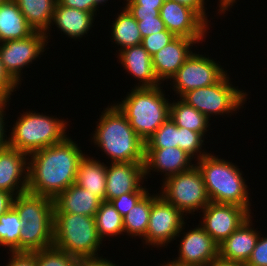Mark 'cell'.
I'll return each instance as SVG.
<instances>
[{"label": "cell", "instance_id": "obj_1", "mask_svg": "<svg viewBox=\"0 0 267 266\" xmlns=\"http://www.w3.org/2000/svg\"><path fill=\"white\" fill-rule=\"evenodd\" d=\"M78 146L67 137L58 144L30 154L27 191L55 199L73 185L79 162L85 155Z\"/></svg>", "mask_w": 267, "mask_h": 266}, {"label": "cell", "instance_id": "obj_2", "mask_svg": "<svg viewBox=\"0 0 267 266\" xmlns=\"http://www.w3.org/2000/svg\"><path fill=\"white\" fill-rule=\"evenodd\" d=\"M92 141L111 163L144 162L145 142L114 105H108L98 119Z\"/></svg>", "mask_w": 267, "mask_h": 266}, {"label": "cell", "instance_id": "obj_3", "mask_svg": "<svg viewBox=\"0 0 267 266\" xmlns=\"http://www.w3.org/2000/svg\"><path fill=\"white\" fill-rule=\"evenodd\" d=\"M196 162L211 202L235 204L244 207L251 214L248 187L243 172L237 165L211 153Z\"/></svg>", "mask_w": 267, "mask_h": 266}, {"label": "cell", "instance_id": "obj_4", "mask_svg": "<svg viewBox=\"0 0 267 266\" xmlns=\"http://www.w3.org/2000/svg\"><path fill=\"white\" fill-rule=\"evenodd\" d=\"M163 86L132 88L126 97L114 105L129 121L135 133L146 142L169 118L170 103Z\"/></svg>", "mask_w": 267, "mask_h": 266}, {"label": "cell", "instance_id": "obj_5", "mask_svg": "<svg viewBox=\"0 0 267 266\" xmlns=\"http://www.w3.org/2000/svg\"><path fill=\"white\" fill-rule=\"evenodd\" d=\"M17 119L8 135V146L27 155L58 144L68 137V124L63 119L33 110L22 113Z\"/></svg>", "mask_w": 267, "mask_h": 266}, {"label": "cell", "instance_id": "obj_6", "mask_svg": "<svg viewBox=\"0 0 267 266\" xmlns=\"http://www.w3.org/2000/svg\"><path fill=\"white\" fill-rule=\"evenodd\" d=\"M102 242L94 217L54 213L53 246L55 248L77 258L97 257Z\"/></svg>", "mask_w": 267, "mask_h": 266}, {"label": "cell", "instance_id": "obj_7", "mask_svg": "<svg viewBox=\"0 0 267 266\" xmlns=\"http://www.w3.org/2000/svg\"><path fill=\"white\" fill-rule=\"evenodd\" d=\"M228 76L226 73L213 85L190 90L181 99L208 119L217 114L233 115L246 103L248 93L233 86Z\"/></svg>", "mask_w": 267, "mask_h": 266}, {"label": "cell", "instance_id": "obj_8", "mask_svg": "<svg viewBox=\"0 0 267 266\" xmlns=\"http://www.w3.org/2000/svg\"><path fill=\"white\" fill-rule=\"evenodd\" d=\"M163 180L159 195L186 215L202 211L211 202L203 175L196 165Z\"/></svg>", "mask_w": 267, "mask_h": 266}, {"label": "cell", "instance_id": "obj_9", "mask_svg": "<svg viewBox=\"0 0 267 266\" xmlns=\"http://www.w3.org/2000/svg\"><path fill=\"white\" fill-rule=\"evenodd\" d=\"M184 215L186 214L165 201L159 193L153 194L146 236L141 238L144 239V244L157 248L168 246L185 229Z\"/></svg>", "mask_w": 267, "mask_h": 266}, {"label": "cell", "instance_id": "obj_10", "mask_svg": "<svg viewBox=\"0 0 267 266\" xmlns=\"http://www.w3.org/2000/svg\"><path fill=\"white\" fill-rule=\"evenodd\" d=\"M226 73L227 71L209 56L193 52L171 78L172 90L181 98L190 90L217 83Z\"/></svg>", "mask_w": 267, "mask_h": 266}, {"label": "cell", "instance_id": "obj_11", "mask_svg": "<svg viewBox=\"0 0 267 266\" xmlns=\"http://www.w3.org/2000/svg\"><path fill=\"white\" fill-rule=\"evenodd\" d=\"M46 45V34L40 31H35L25 39L0 43V58L3 67L18 85L23 80L21 70L36 60L46 50L44 48Z\"/></svg>", "mask_w": 267, "mask_h": 266}, {"label": "cell", "instance_id": "obj_12", "mask_svg": "<svg viewBox=\"0 0 267 266\" xmlns=\"http://www.w3.org/2000/svg\"><path fill=\"white\" fill-rule=\"evenodd\" d=\"M201 212L200 226L218 245L251 216L244 207L215 202H210Z\"/></svg>", "mask_w": 267, "mask_h": 266}, {"label": "cell", "instance_id": "obj_13", "mask_svg": "<svg viewBox=\"0 0 267 266\" xmlns=\"http://www.w3.org/2000/svg\"><path fill=\"white\" fill-rule=\"evenodd\" d=\"M160 17L168 31L199 43L204 41L209 30V24L195 10L176 1L165 0L160 8Z\"/></svg>", "mask_w": 267, "mask_h": 266}, {"label": "cell", "instance_id": "obj_14", "mask_svg": "<svg viewBox=\"0 0 267 266\" xmlns=\"http://www.w3.org/2000/svg\"><path fill=\"white\" fill-rule=\"evenodd\" d=\"M182 233L179 255L172 261L168 260L169 263L174 266H208L218 257V244L199 224Z\"/></svg>", "mask_w": 267, "mask_h": 266}, {"label": "cell", "instance_id": "obj_15", "mask_svg": "<svg viewBox=\"0 0 267 266\" xmlns=\"http://www.w3.org/2000/svg\"><path fill=\"white\" fill-rule=\"evenodd\" d=\"M29 155L6 146L0 149V190L14 196L27 192Z\"/></svg>", "mask_w": 267, "mask_h": 266}, {"label": "cell", "instance_id": "obj_16", "mask_svg": "<svg viewBox=\"0 0 267 266\" xmlns=\"http://www.w3.org/2000/svg\"><path fill=\"white\" fill-rule=\"evenodd\" d=\"M144 179V162H117L106 165L105 201L124 193L136 192L143 185Z\"/></svg>", "mask_w": 267, "mask_h": 266}, {"label": "cell", "instance_id": "obj_17", "mask_svg": "<svg viewBox=\"0 0 267 266\" xmlns=\"http://www.w3.org/2000/svg\"><path fill=\"white\" fill-rule=\"evenodd\" d=\"M192 157L179 147L145 148L144 177L151 171L162 172L166 179L169 176L191 169L195 162Z\"/></svg>", "mask_w": 267, "mask_h": 266}, {"label": "cell", "instance_id": "obj_18", "mask_svg": "<svg viewBox=\"0 0 267 266\" xmlns=\"http://www.w3.org/2000/svg\"><path fill=\"white\" fill-rule=\"evenodd\" d=\"M199 43L187 37L177 36L173 41L152 56V64L158 80L171 78L193 53L194 44Z\"/></svg>", "mask_w": 267, "mask_h": 266}, {"label": "cell", "instance_id": "obj_19", "mask_svg": "<svg viewBox=\"0 0 267 266\" xmlns=\"http://www.w3.org/2000/svg\"><path fill=\"white\" fill-rule=\"evenodd\" d=\"M252 216L218 245V256L246 264L261 233L252 228Z\"/></svg>", "mask_w": 267, "mask_h": 266}, {"label": "cell", "instance_id": "obj_20", "mask_svg": "<svg viewBox=\"0 0 267 266\" xmlns=\"http://www.w3.org/2000/svg\"><path fill=\"white\" fill-rule=\"evenodd\" d=\"M117 56L128 74L140 81L135 88H153L161 85L162 82L158 80L153 68L152 57L141 44L128 47L118 52Z\"/></svg>", "mask_w": 267, "mask_h": 266}, {"label": "cell", "instance_id": "obj_21", "mask_svg": "<svg viewBox=\"0 0 267 266\" xmlns=\"http://www.w3.org/2000/svg\"><path fill=\"white\" fill-rule=\"evenodd\" d=\"M101 203L98 196L74 183L54 199V213L94 217Z\"/></svg>", "mask_w": 267, "mask_h": 266}, {"label": "cell", "instance_id": "obj_22", "mask_svg": "<svg viewBox=\"0 0 267 266\" xmlns=\"http://www.w3.org/2000/svg\"><path fill=\"white\" fill-rule=\"evenodd\" d=\"M94 15L96 16L91 12L65 7L57 1L51 25L55 24L61 33L76 40L82 38L93 27Z\"/></svg>", "mask_w": 267, "mask_h": 266}, {"label": "cell", "instance_id": "obj_23", "mask_svg": "<svg viewBox=\"0 0 267 266\" xmlns=\"http://www.w3.org/2000/svg\"><path fill=\"white\" fill-rule=\"evenodd\" d=\"M12 207L23 224L30 221H54V199L25 192L14 196Z\"/></svg>", "mask_w": 267, "mask_h": 266}, {"label": "cell", "instance_id": "obj_24", "mask_svg": "<svg viewBox=\"0 0 267 266\" xmlns=\"http://www.w3.org/2000/svg\"><path fill=\"white\" fill-rule=\"evenodd\" d=\"M34 32L14 0L0 5V43L25 39Z\"/></svg>", "mask_w": 267, "mask_h": 266}, {"label": "cell", "instance_id": "obj_25", "mask_svg": "<svg viewBox=\"0 0 267 266\" xmlns=\"http://www.w3.org/2000/svg\"><path fill=\"white\" fill-rule=\"evenodd\" d=\"M93 157H84L79 162L75 184L105 200L106 164Z\"/></svg>", "mask_w": 267, "mask_h": 266}, {"label": "cell", "instance_id": "obj_26", "mask_svg": "<svg viewBox=\"0 0 267 266\" xmlns=\"http://www.w3.org/2000/svg\"><path fill=\"white\" fill-rule=\"evenodd\" d=\"M54 221H30L23 224L19 252L32 253L53 246Z\"/></svg>", "mask_w": 267, "mask_h": 266}, {"label": "cell", "instance_id": "obj_27", "mask_svg": "<svg viewBox=\"0 0 267 266\" xmlns=\"http://www.w3.org/2000/svg\"><path fill=\"white\" fill-rule=\"evenodd\" d=\"M28 24L35 30L44 32L48 43L50 27L57 0H14ZM50 26V27H49ZM48 32V33H47ZM49 34V36L47 35Z\"/></svg>", "mask_w": 267, "mask_h": 266}, {"label": "cell", "instance_id": "obj_28", "mask_svg": "<svg viewBox=\"0 0 267 266\" xmlns=\"http://www.w3.org/2000/svg\"><path fill=\"white\" fill-rule=\"evenodd\" d=\"M112 22V38L110 39L113 43L117 44L118 47L120 45L119 52L128 47L137 46L142 43V36L138 28L137 20L126 7H123L121 13L118 14L116 19Z\"/></svg>", "mask_w": 267, "mask_h": 266}, {"label": "cell", "instance_id": "obj_29", "mask_svg": "<svg viewBox=\"0 0 267 266\" xmlns=\"http://www.w3.org/2000/svg\"><path fill=\"white\" fill-rule=\"evenodd\" d=\"M178 98L179 100L177 102L173 100V102L170 103V118L178 127L187 128L206 136L205 134L210 126V119L192 106L188 105L180 97Z\"/></svg>", "mask_w": 267, "mask_h": 266}, {"label": "cell", "instance_id": "obj_30", "mask_svg": "<svg viewBox=\"0 0 267 266\" xmlns=\"http://www.w3.org/2000/svg\"><path fill=\"white\" fill-rule=\"evenodd\" d=\"M152 195L147 192L123 218L124 233L133 237H145L149 224Z\"/></svg>", "mask_w": 267, "mask_h": 266}, {"label": "cell", "instance_id": "obj_31", "mask_svg": "<svg viewBox=\"0 0 267 266\" xmlns=\"http://www.w3.org/2000/svg\"><path fill=\"white\" fill-rule=\"evenodd\" d=\"M95 224L99 237L122 235L124 232L123 217L116 211L110 201H102L95 213Z\"/></svg>", "mask_w": 267, "mask_h": 266}, {"label": "cell", "instance_id": "obj_32", "mask_svg": "<svg viewBox=\"0 0 267 266\" xmlns=\"http://www.w3.org/2000/svg\"><path fill=\"white\" fill-rule=\"evenodd\" d=\"M23 222L12 207L0 217V246L11 252H19V241Z\"/></svg>", "mask_w": 267, "mask_h": 266}, {"label": "cell", "instance_id": "obj_33", "mask_svg": "<svg viewBox=\"0 0 267 266\" xmlns=\"http://www.w3.org/2000/svg\"><path fill=\"white\" fill-rule=\"evenodd\" d=\"M179 147V127L169 118L145 142V148Z\"/></svg>", "mask_w": 267, "mask_h": 266}, {"label": "cell", "instance_id": "obj_34", "mask_svg": "<svg viewBox=\"0 0 267 266\" xmlns=\"http://www.w3.org/2000/svg\"><path fill=\"white\" fill-rule=\"evenodd\" d=\"M36 266H76L78 258L54 246L33 252Z\"/></svg>", "mask_w": 267, "mask_h": 266}, {"label": "cell", "instance_id": "obj_35", "mask_svg": "<svg viewBox=\"0 0 267 266\" xmlns=\"http://www.w3.org/2000/svg\"><path fill=\"white\" fill-rule=\"evenodd\" d=\"M204 137L201 133L191 131L187 128L179 127V148L188 153L193 159H201L209 153L204 152ZM203 152H202V151Z\"/></svg>", "mask_w": 267, "mask_h": 266}, {"label": "cell", "instance_id": "obj_36", "mask_svg": "<svg viewBox=\"0 0 267 266\" xmlns=\"http://www.w3.org/2000/svg\"><path fill=\"white\" fill-rule=\"evenodd\" d=\"M147 192L148 189L145 188V186H141L136 192L124 193L110 200V202L116 211L124 218Z\"/></svg>", "mask_w": 267, "mask_h": 266}, {"label": "cell", "instance_id": "obj_37", "mask_svg": "<svg viewBox=\"0 0 267 266\" xmlns=\"http://www.w3.org/2000/svg\"><path fill=\"white\" fill-rule=\"evenodd\" d=\"M176 37L177 36L174 33L165 30L143 37L141 45L147 50L149 55L152 57L155 53H157L168 43L173 41Z\"/></svg>", "mask_w": 267, "mask_h": 266}, {"label": "cell", "instance_id": "obj_38", "mask_svg": "<svg viewBox=\"0 0 267 266\" xmlns=\"http://www.w3.org/2000/svg\"><path fill=\"white\" fill-rule=\"evenodd\" d=\"M135 19L137 20L142 38L150 34L167 30L166 25L160 16Z\"/></svg>", "mask_w": 267, "mask_h": 266}, {"label": "cell", "instance_id": "obj_39", "mask_svg": "<svg viewBox=\"0 0 267 266\" xmlns=\"http://www.w3.org/2000/svg\"><path fill=\"white\" fill-rule=\"evenodd\" d=\"M261 236H259L246 266H267V235L266 237Z\"/></svg>", "mask_w": 267, "mask_h": 266}, {"label": "cell", "instance_id": "obj_40", "mask_svg": "<svg viewBox=\"0 0 267 266\" xmlns=\"http://www.w3.org/2000/svg\"><path fill=\"white\" fill-rule=\"evenodd\" d=\"M18 86L5 71L0 58V98H10Z\"/></svg>", "mask_w": 267, "mask_h": 266}, {"label": "cell", "instance_id": "obj_41", "mask_svg": "<svg viewBox=\"0 0 267 266\" xmlns=\"http://www.w3.org/2000/svg\"><path fill=\"white\" fill-rule=\"evenodd\" d=\"M11 254L8 264L5 266H36L33 252H11Z\"/></svg>", "mask_w": 267, "mask_h": 266}, {"label": "cell", "instance_id": "obj_42", "mask_svg": "<svg viewBox=\"0 0 267 266\" xmlns=\"http://www.w3.org/2000/svg\"><path fill=\"white\" fill-rule=\"evenodd\" d=\"M61 5L95 14V0H57Z\"/></svg>", "mask_w": 267, "mask_h": 266}, {"label": "cell", "instance_id": "obj_43", "mask_svg": "<svg viewBox=\"0 0 267 266\" xmlns=\"http://www.w3.org/2000/svg\"><path fill=\"white\" fill-rule=\"evenodd\" d=\"M9 100H10L9 98H0V149H3L8 145V137L5 133L7 132L6 131L7 129L5 128L6 123L4 122L5 121L4 116H6L5 114L6 112L4 111V109H7L6 106L9 103Z\"/></svg>", "mask_w": 267, "mask_h": 266}, {"label": "cell", "instance_id": "obj_44", "mask_svg": "<svg viewBox=\"0 0 267 266\" xmlns=\"http://www.w3.org/2000/svg\"><path fill=\"white\" fill-rule=\"evenodd\" d=\"M125 7L134 18H148L160 16V9L142 8V5H126Z\"/></svg>", "mask_w": 267, "mask_h": 266}, {"label": "cell", "instance_id": "obj_45", "mask_svg": "<svg viewBox=\"0 0 267 266\" xmlns=\"http://www.w3.org/2000/svg\"><path fill=\"white\" fill-rule=\"evenodd\" d=\"M76 266H119L115 263L103 258V256L97 257H82L78 258Z\"/></svg>", "mask_w": 267, "mask_h": 266}, {"label": "cell", "instance_id": "obj_46", "mask_svg": "<svg viewBox=\"0 0 267 266\" xmlns=\"http://www.w3.org/2000/svg\"><path fill=\"white\" fill-rule=\"evenodd\" d=\"M176 1L179 4L185 5L189 8L195 10L206 22L209 20L207 19L206 9H205V0H172Z\"/></svg>", "mask_w": 267, "mask_h": 266}, {"label": "cell", "instance_id": "obj_47", "mask_svg": "<svg viewBox=\"0 0 267 266\" xmlns=\"http://www.w3.org/2000/svg\"><path fill=\"white\" fill-rule=\"evenodd\" d=\"M14 195L7 191L0 190V217L12 208Z\"/></svg>", "mask_w": 267, "mask_h": 266}, {"label": "cell", "instance_id": "obj_48", "mask_svg": "<svg viewBox=\"0 0 267 266\" xmlns=\"http://www.w3.org/2000/svg\"><path fill=\"white\" fill-rule=\"evenodd\" d=\"M125 5H142V8L160 9L165 0H125Z\"/></svg>", "mask_w": 267, "mask_h": 266}, {"label": "cell", "instance_id": "obj_49", "mask_svg": "<svg viewBox=\"0 0 267 266\" xmlns=\"http://www.w3.org/2000/svg\"><path fill=\"white\" fill-rule=\"evenodd\" d=\"M208 266H246V265L241 262L226 260L218 256Z\"/></svg>", "mask_w": 267, "mask_h": 266}, {"label": "cell", "instance_id": "obj_50", "mask_svg": "<svg viewBox=\"0 0 267 266\" xmlns=\"http://www.w3.org/2000/svg\"><path fill=\"white\" fill-rule=\"evenodd\" d=\"M219 1V4H217V5H219V6H217V7H219V11H218V13L219 14H221L222 15V13L224 14L226 11H228L229 9V7L231 8L233 5H234V3L235 2H237L236 0H218Z\"/></svg>", "mask_w": 267, "mask_h": 266}, {"label": "cell", "instance_id": "obj_51", "mask_svg": "<svg viewBox=\"0 0 267 266\" xmlns=\"http://www.w3.org/2000/svg\"><path fill=\"white\" fill-rule=\"evenodd\" d=\"M108 0H95V14H97L100 5H105ZM97 10V11H96Z\"/></svg>", "mask_w": 267, "mask_h": 266}, {"label": "cell", "instance_id": "obj_52", "mask_svg": "<svg viewBox=\"0 0 267 266\" xmlns=\"http://www.w3.org/2000/svg\"><path fill=\"white\" fill-rule=\"evenodd\" d=\"M161 266H174V265H172L171 263H169L168 261H167V263H165V261H164V263L163 264H160Z\"/></svg>", "mask_w": 267, "mask_h": 266}, {"label": "cell", "instance_id": "obj_53", "mask_svg": "<svg viewBox=\"0 0 267 266\" xmlns=\"http://www.w3.org/2000/svg\"><path fill=\"white\" fill-rule=\"evenodd\" d=\"M8 0H0V5L2 4V3H5V2H7Z\"/></svg>", "mask_w": 267, "mask_h": 266}]
</instances>
